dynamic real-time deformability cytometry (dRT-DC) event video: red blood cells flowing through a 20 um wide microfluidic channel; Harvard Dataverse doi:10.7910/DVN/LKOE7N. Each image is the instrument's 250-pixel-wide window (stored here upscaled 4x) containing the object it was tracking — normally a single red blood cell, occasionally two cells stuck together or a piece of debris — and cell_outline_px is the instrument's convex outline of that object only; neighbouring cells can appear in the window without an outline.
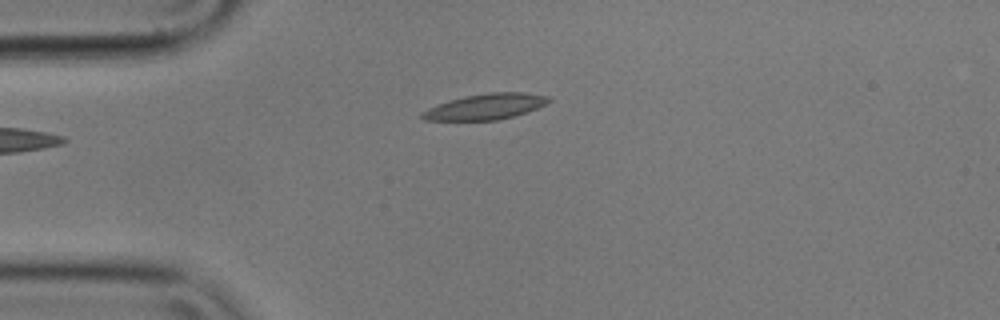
{"species": "common noctule bat (a hibernating species)", "species_latin": "Nyctalus noctula", "temperature_condition": "cold", "stored_images_in_passage": 4, "camera_frame_rate_fps": 3000, "um_per_image_px": 0.085, "animal": {"sex": "male", "body_mass_g": 17.9}, "frame": {"image": 1, "passage_image": 4, "time_ms": 1.0, "image_size_px": [1000, 320], "cell_outline_px": [[552, 100], [536, 108], [512, 116], [496, 120], [424, 120], [420, 116], [420, 112], [428, 108], [448, 100], [464, 96], [488, 92], [524, 92], [548, 96]], "centroid_in_image_um": [41.23, 9.05], "position_along_channel_um": 43.8, "area_um2": 18.84}}